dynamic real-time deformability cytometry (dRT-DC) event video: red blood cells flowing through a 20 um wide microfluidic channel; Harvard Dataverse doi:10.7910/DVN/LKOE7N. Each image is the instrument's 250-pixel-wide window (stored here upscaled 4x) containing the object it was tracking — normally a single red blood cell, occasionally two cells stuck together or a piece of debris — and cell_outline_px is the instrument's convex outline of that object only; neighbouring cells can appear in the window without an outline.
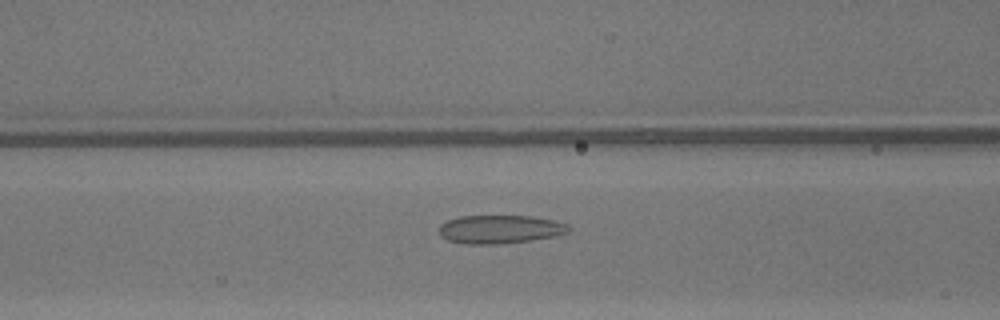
{"species": "common noctule bat (a hibernating species)", "species_latin": "Nyctalus noctula", "temperature_condition": "warm", "stored_images_in_passage": 49, "camera_frame_rate_fps": 3000, "um_per_image_px": 0.085, "animal": {"sex": "male", "body_mass_g": 13.3}, "frame": {"image": 1, "passage_image": 21, "time_ms": 6.667, "image_size_px": [1000, 320], "cell_outline_px": [[572, 228], [568, 232], [552, 236], [532, 240], [500, 244], [464, 244], [448, 240], [440, 232], [440, 224], [448, 220], [460, 216], [532, 216], [552, 220], [568, 224]], "centroid_in_image_um": [42.52, 19.49], "position_along_channel_um": 124.1, "area_um2": 21.33}}
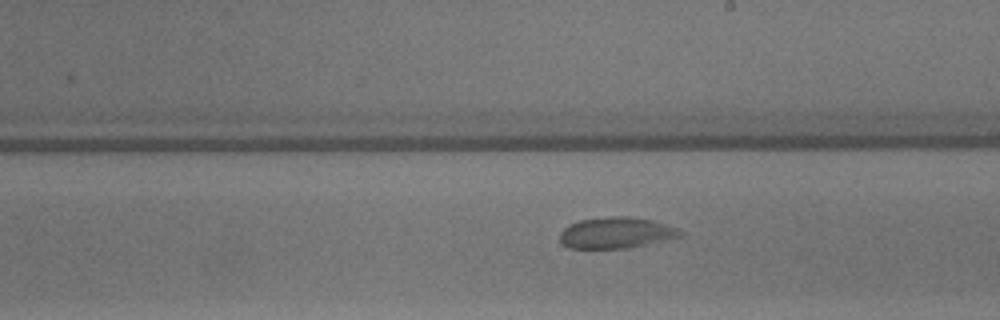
{"frame": {"image": 2, "passage_image": 29, "time_ms": 9.333, "image_size_px": [1000, 320], "cell_outline_px": [[684, 232], [680, 236], [644, 244], [624, 248], [568, 248], [560, 240], [560, 232], [568, 224], [580, 220], [612, 216], [628, 216], [652, 220], [676, 228]], "centroid_in_image_um": [52.32, 19.77], "position_along_channel_um": 236.7, "area_um2": 21.44}}
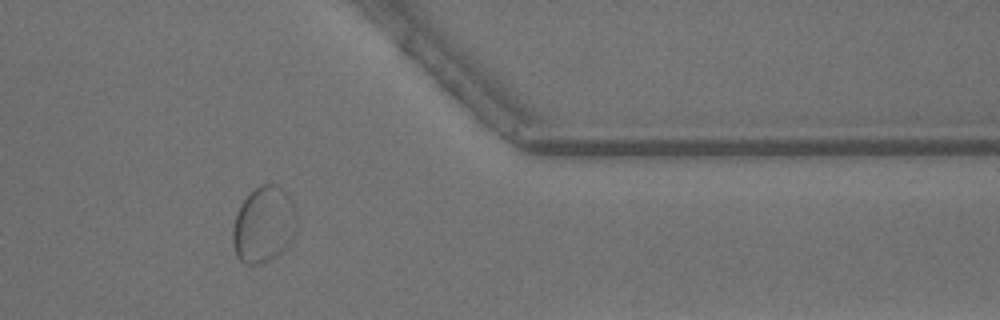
{"frame": {"image": 3, "passage_image": 41, "time_ms": 13.333, "image_size_px": [1000, 320], "cell_outline_px": [[292, 204], [280, 252], [264, 264], [244, 264], [236, 256], [232, 244], [232, 228], [236, 212], [240, 204], [260, 184], [276, 184], [284, 188], [288, 192]], "centroid_in_image_um": [22.2, 19.06], "position_along_channel_um": 389.2, "area_um2": 26.36}}